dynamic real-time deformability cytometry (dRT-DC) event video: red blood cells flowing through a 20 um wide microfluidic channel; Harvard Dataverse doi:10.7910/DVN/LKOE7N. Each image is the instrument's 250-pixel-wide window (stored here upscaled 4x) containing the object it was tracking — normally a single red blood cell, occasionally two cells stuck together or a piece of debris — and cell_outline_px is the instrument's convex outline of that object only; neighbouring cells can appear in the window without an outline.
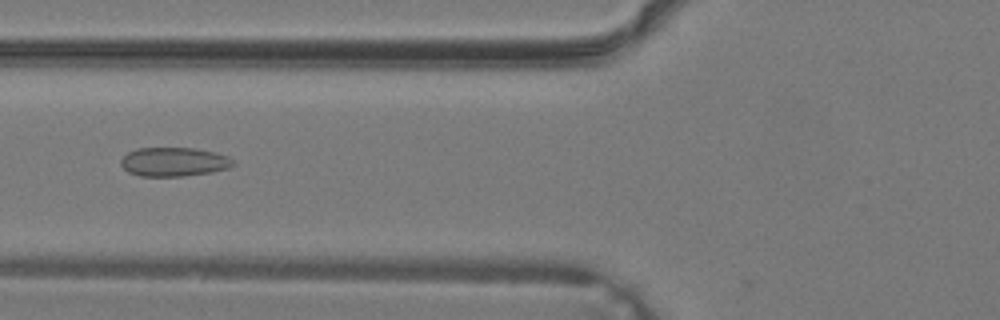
{"species": "common noctule bat (a hibernating species)", "species_latin": "Nyctalus noctula", "temperature_condition": "warm", "stored_images_in_passage": 32, "camera_frame_rate_fps": 3000, "um_per_image_px": 0.085, "animal": {"sex": "male", "body_mass_g": 19.2, "forearm_length_mm": 51.8}, "frame": {"image": 1, "passage_image": 9, "time_ms": 2.667, "image_size_px": [1000, 320], "cell_outline_px": [[236, 164], [228, 168], [212, 172], [184, 176], [140, 176], [128, 172], [120, 164], [120, 160], [128, 152], [136, 148], [196, 148], [228, 156]], "centroid_in_image_um": [14.77, 13.76], "position_along_channel_um": 111.0, "area_um2": 18.96}}
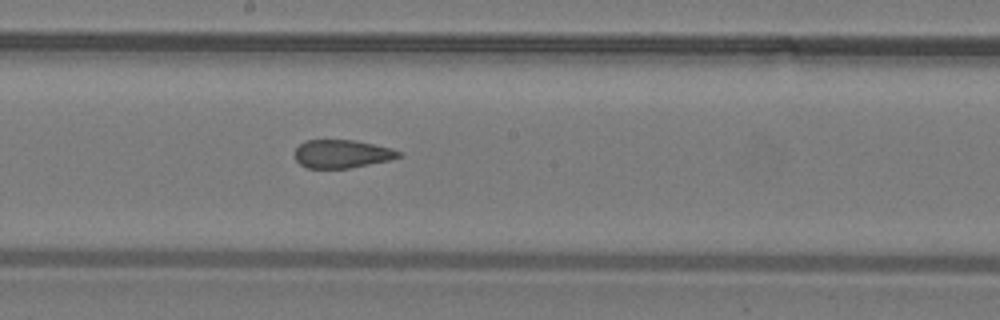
{"frame": {"image": 2, "passage_image": 15, "time_ms": 4.667, "image_size_px": [1000, 320], "cell_outline_px": [[404, 152], [400, 156], [388, 160], [348, 168], [308, 168], [300, 164], [296, 160], [296, 148], [304, 140], [352, 140], [392, 148]], "centroid_in_image_um": [29.06, 13.07], "position_along_channel_um": 219.1, "area_um2": 16.88}}
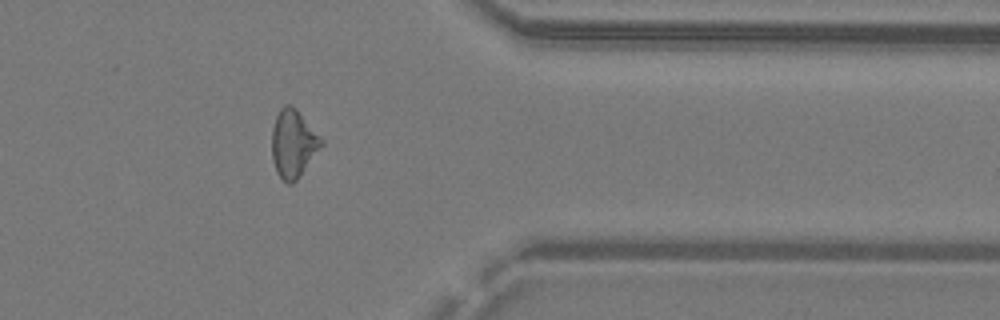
{"frame": {"image": 3, "passage_image": 25, "time_ms": 8.0, "image_size_px": [1000, 320], "cell_outline_px": [[324, 144], [296, 180], [292, 184], [288, 184], [276, 172], [272, 160], [272, 128], [276, 116], [280, 108], [284, 104], [292, 104], [296, 108], [324, 140]], "centroid_in_image_um": [24.92, 12.18], "position_along_channel_um": 386.5, "area_um2": 19.59}}